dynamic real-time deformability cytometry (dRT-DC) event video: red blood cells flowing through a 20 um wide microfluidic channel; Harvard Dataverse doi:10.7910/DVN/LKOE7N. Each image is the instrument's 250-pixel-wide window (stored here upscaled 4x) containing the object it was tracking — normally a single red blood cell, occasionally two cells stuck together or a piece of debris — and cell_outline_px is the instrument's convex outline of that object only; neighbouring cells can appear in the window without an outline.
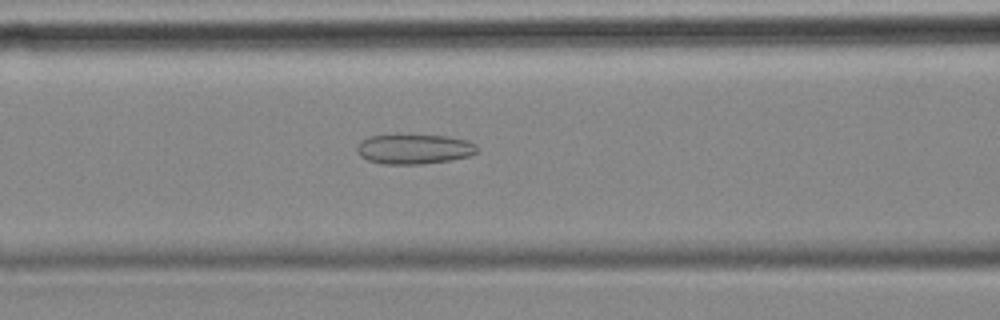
{"species": "common noctule bat (a hibernating species)", "species_latin": "Nyctalus noctula", "temperature_condition": "cold", "stored_images_in_passage": 54, "camera_frame_rate_fps": 3000, "um_per_image_px": 0.085, "animal": {"sex": "female", "body_mass_g": 18.4}, "frame": {"image": 1, "passage_image": 21, "time_ms": 6.667, "image_size_px": [1000, 320], "cell_outline_px": [[476, 152], [468, 156], [452, 160], [420, 164], [384, 164], [368, 160], [360, 156], [356, 152], [356, 148], [364, 140], [372, 136], [448, 136], [468, 140], [476, 144]], "centroid_in_image_um": [35.23, 12.69], "position_along_channel_um": 131.4, "area_um2": 20.46}}
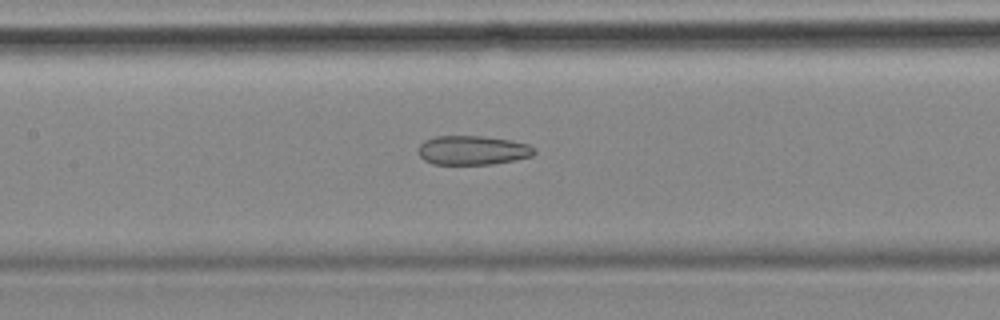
{"frame": {"image": 2, "passage_image": 24, "time_ms": 7.667, "image_size_px": [1000, 320], "cell_outline_px": [[536, 152], [532, 156], [492, 164], [432, 164], [424, 160], [420, 156], [420, 144], [424, 140], [436, 136], [484, 136], [508, 140], [528, 144], [536, 148]], "centroid_in_image_um": [40.18, 12.77], "position_along_channel_um": 167.2, "area_um2": 19.59}}
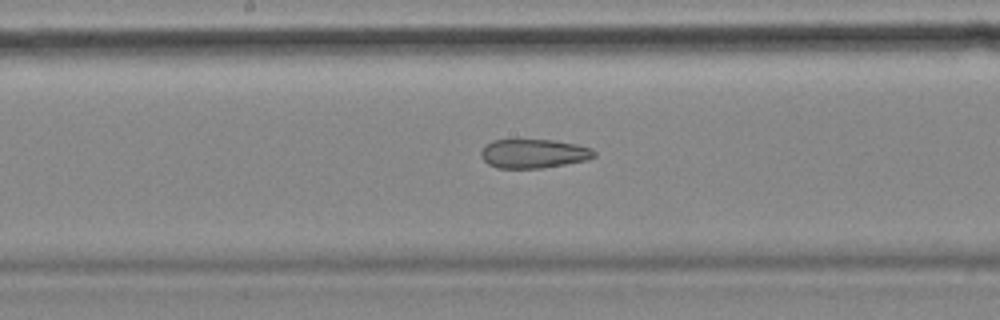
{"frame": {"image": 3, "passage_image": 27, "time_ms": 8.667, "image_size_px": [1000, 320], "cell_outline_px": [[596, 156], [588, 160], [544, 168], [496, 168], [488, 164], [480, 156], [480, 152], [492, 140], [552, 140], [576, 144], [592, 148], [596, 152]], "centroid_in_image_um": [45.39, 13.06], "position_along_channel_um": 202.8, "area_um2": 19.19}, "authors_computed_cell_mechanics": {"area_um2": 23.5824, "velocity_mm_per_s": 3.5779, "shape_relaxation_time_tau1_ms": null, "shape_relaxation_time_tau2_ms": 4.347, "deformation_change_tau1": null, "deformation_change_tau2": 0.1326}}